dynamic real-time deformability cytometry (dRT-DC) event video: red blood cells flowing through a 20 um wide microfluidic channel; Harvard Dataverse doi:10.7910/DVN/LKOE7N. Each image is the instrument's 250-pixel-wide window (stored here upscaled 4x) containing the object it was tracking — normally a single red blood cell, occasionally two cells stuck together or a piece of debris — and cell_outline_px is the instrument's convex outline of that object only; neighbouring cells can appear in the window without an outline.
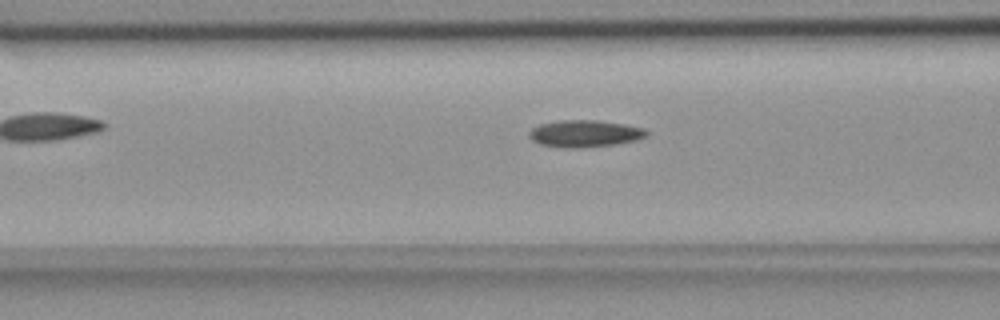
{"species": "common noctule bat (a hibernating species)", "species_latin": "Nyctalus noctula", "temperature_condition": "room temperature", "stored_images_in_passage": 40, "camera_frame_rate_fps": 3000, "um_per_image_px": 0.085, "animal": {"sex": "female", "body_mass_g": 18.4}, "frame": {"image": 1, "passage_image": 6, "time_ms": 1.667, "image_size_px": [1000, 320], "cell_outline_px": [[648, 132], [644, 136], [632, 140], [612, 144], [580, 148], [572, 148], [540, 144], [532, 140], [528, 136], [528, 132], [532, 128], [540, 124], [560, 120], [596, 120], [624, 124], [644, 128]], "centroid_in_image_um": [49.64, 11.34], "position_along_channel_um": 117.0, "area_um2": 18.09}}
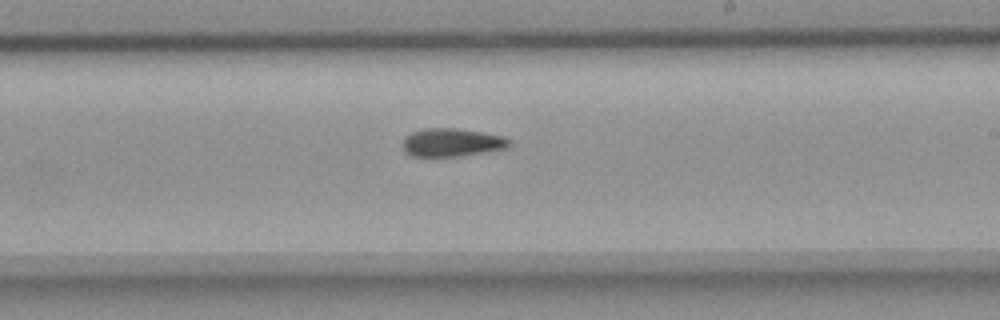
{"frame": {"image": 2, "passage_image": 17, "time_ms": 5.333, "image_size_px": [1000, 320], "cell_outline_px": [[508, 144], [504, 148], [456, 156], [412, 156], [404, 152], [404, 136], [412, 132], [424, 128], [456, 128], [504, 136], [508, 140]], "centroid_in_image_um": [38.32, 12.09], "position_along_channel_um": 250.7, "area_um2": 17.05}}
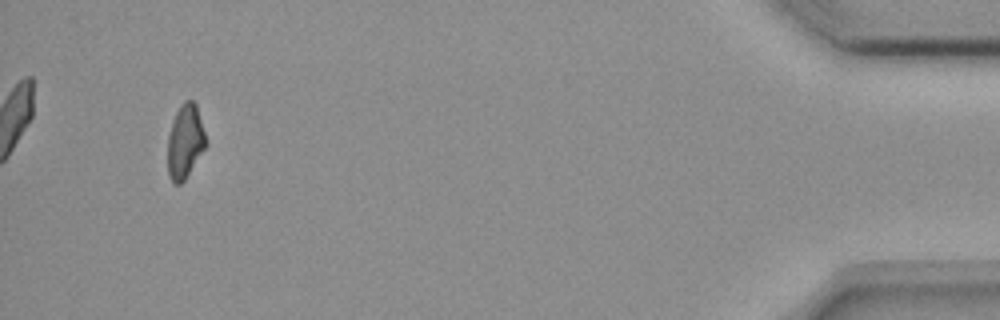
{"frame": {"image": 3, "passage_image": 37, "time_ms": 12.0, "image_size_px": [1000, 320], "cell_outline_px": [[204, 148], [184, 180], [180, 184], [176, 184], [172, 180], [168, 172], [168, 136], [176, 112], [180, 104], [184, 100], [192, 100], [196, 104], [204, 132]], "centroid_in_image_um": [15.7, 12.0], "position_along_channel_um": 419.5, "area_um2": 15.84}, "authors_computed_cell_mechanics": {"area_um2": 17.3111, "velocity_mm_per_s": 3.6563, "shape_relaxation_time_tau1_ms": 8.9281, "shape_relaxation_time_tau2_ms": 7.341, "deformation_change_tau1": 0.1638, "deformation_change_tau2": 0.1374}}